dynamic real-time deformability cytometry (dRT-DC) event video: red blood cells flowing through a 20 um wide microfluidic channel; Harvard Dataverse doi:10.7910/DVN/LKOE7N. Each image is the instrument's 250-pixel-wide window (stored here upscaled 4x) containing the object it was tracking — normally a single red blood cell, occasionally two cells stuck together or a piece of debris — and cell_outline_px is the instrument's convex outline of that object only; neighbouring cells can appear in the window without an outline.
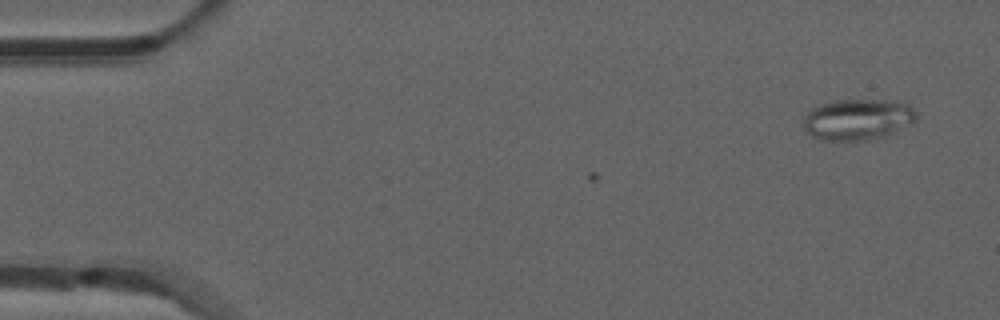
{"species": "common noctule bat (a hibernating species)", "species_latin": "Nyctalus noctula", "temperature_condition": "room temperature", "stored_images_in_passage": 8, "camera_frame_rate_fps": 3000, "um_per_image_px": 0.085, "animal": {"sex": "male", "forearm_length_mm": 52.5}, "frame": {"image": 1, "passage_image": 8, "time_ms": 2.333, "image_size_px": [1000, 320], "cell_outline_px": [[916, 120], [912, 124], [884, 136], [868, 140], [824, 140], [812, 136], [804, 128], [804, 112], [820, 104], [832, 100], [896, 100], [908, 104], [916, 112]], "centroid_in_image_um": [72.9, 10.13], "position_along_channel_um": 12.1, "area_um2": 27.22}}